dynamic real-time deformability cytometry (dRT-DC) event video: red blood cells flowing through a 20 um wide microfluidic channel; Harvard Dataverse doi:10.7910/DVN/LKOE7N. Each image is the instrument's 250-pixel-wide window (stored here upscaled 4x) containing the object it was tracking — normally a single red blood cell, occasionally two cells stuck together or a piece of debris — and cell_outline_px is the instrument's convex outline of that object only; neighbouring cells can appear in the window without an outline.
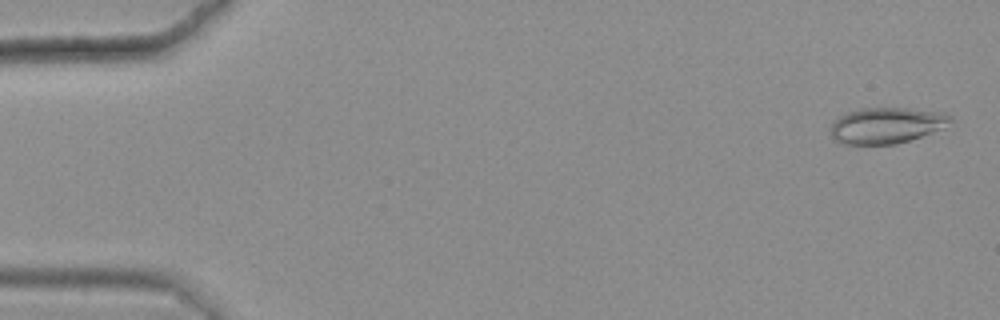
{"species": "common noctule bat (a hibernating species)", "species_latin": "Nyctalus noctula", "temperature_condition": "warm", "stored_images_in_passage": 49, "camera_frame_rate_fps": 3000, "um_per_image_px": 0.085, "animal": {"sex": "female", "body_mass_g": 25.1}, "frame": {"image": 1, "passage_image": 2, "time_ms": 0.333, "image_size_px": [1000, 320], "cell_outline_px": [[952, 120], [944, 128], [896, 144], [844, 144], [832, 140], [832, 124], [840, 116], [848, 112], [860, 108], [904, 108], [944, 112], [952, 116]], "centroid_in_image_um": [75.36, 10.66], "position_along_channel_um": 9.6, "area_um2": 24.97}}
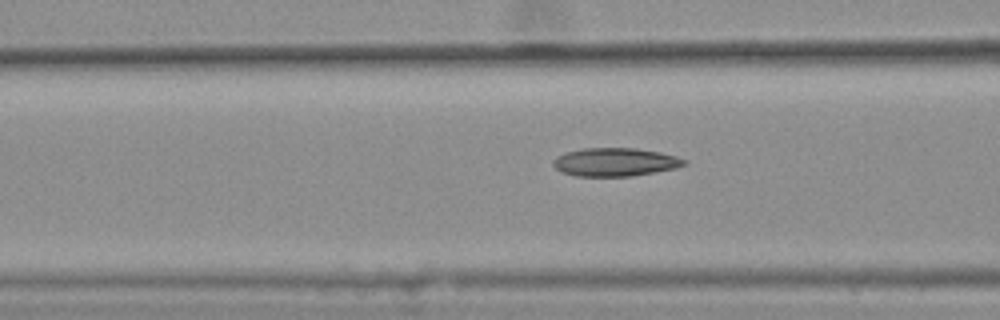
{"frame": {"image": 2, "passage_image": 22, "time_ms": 7.0, "image_size_px": [1000, 320], "cell_outline_px": [[688, 164], [676, 168], [656, 172], [628, 176], [576, 176], [560, 172], [552, 164], [552, 160], [556, 156], [568, 152], [584, 148], [636, 148], [660, 152], [676, 156], [688, 160]], "centroid_in_image_um": [52.3, 13.77], "position_along_channel_um": 114.3, "area_um2": 21.73}}
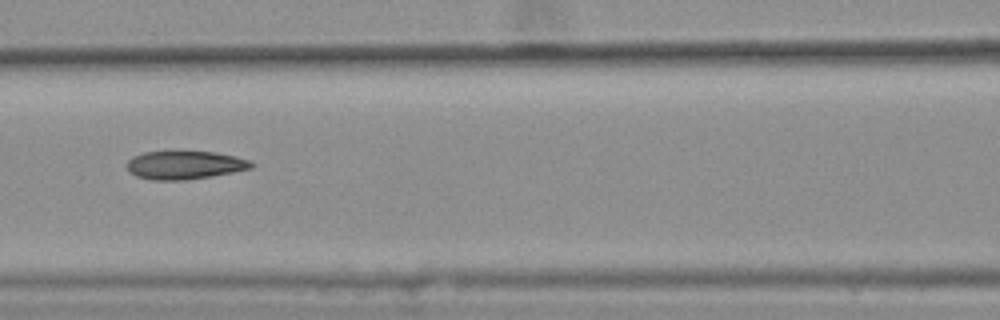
{"frame": {"image": 3, "passage_image": 25, "time_ms": 8.0, "image_size_px": [1000, 320], "cell_outline_px": [[256, 164], [252, 168], [232, 172], [184, 180], [152, 180], [136, 176], [128, 172], [128, 160], [132, 156], [144, 152], [216, 152], [236, 156], [248, 160]], "centroid_in_image_um": [15.69, 14.03], "position_along_channel_um": 150.9, "area_um2": 20.35}, "authors_computed_cell_mechanics": {"area_um2": 21.2704, "velocity_mm_per_s": 3.6532, "shape_relaxation_time_tau1_ms": null, "shape_relaxation_time_tau2_ms": 3.6272, "deformation_change_tau1": null, "deformation_change_tau2": 0.1106}}